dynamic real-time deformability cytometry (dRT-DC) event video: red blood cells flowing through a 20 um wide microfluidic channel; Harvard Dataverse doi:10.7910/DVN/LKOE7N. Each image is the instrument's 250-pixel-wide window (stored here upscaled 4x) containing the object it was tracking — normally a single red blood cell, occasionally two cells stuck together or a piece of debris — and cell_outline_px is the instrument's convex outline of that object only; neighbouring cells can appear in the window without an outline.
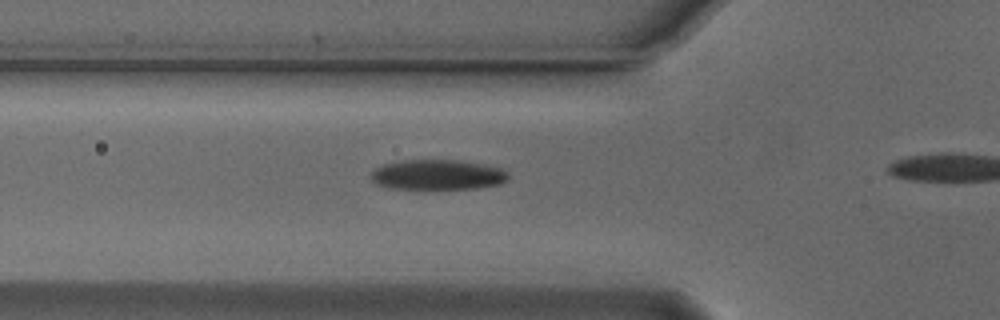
{"species": "Egyptian fruit bat (a non-hibernating species)", "species_latin": "Rousettus aegyptiacus", "temperature_condition": "cold", "stored_images_in_passage": 9, "camera_frame_rate_fps": 3000, "um_per_image_px": 0.085, "animal": {"sex": "male"}, "frame": {"image": 1, "passage_image": 4, "time_ms": 1.0, "image_size_px": [1000, 320], "cell_outline_px": [[508, 180], [500, 184], [476, 188], [392, 188], [376, 184], [368, 176], [376, 168], [384, 164], [404, 160], [456, 160], [484, 164], [500, 168], [508, 172]], "centroid_in_image_um": [37.2, 14.84], "position_along_channel_um": 88.6, "area_um2": 23.93}}
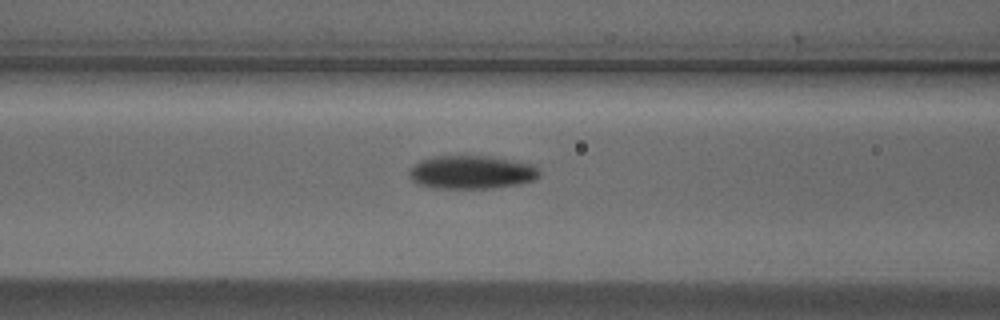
{"frame": {"image": 2, "passage_image": 7, "time_ms": 2.0, "image_size_px": [1000, 320], "cell_outline_px": [[540, 176], [536, 180], [520, 184], [492, 188], [436, 188], [420, 184], [412, 180], [408, 176], [408, 168], [420, 160], [432, 156], [488, 156], [532, 164], [540, 168]], "centroid_in_image_um": [40.09, 14.64], "position_along_channel_um": 126.5, "area_um2": 25.55}}